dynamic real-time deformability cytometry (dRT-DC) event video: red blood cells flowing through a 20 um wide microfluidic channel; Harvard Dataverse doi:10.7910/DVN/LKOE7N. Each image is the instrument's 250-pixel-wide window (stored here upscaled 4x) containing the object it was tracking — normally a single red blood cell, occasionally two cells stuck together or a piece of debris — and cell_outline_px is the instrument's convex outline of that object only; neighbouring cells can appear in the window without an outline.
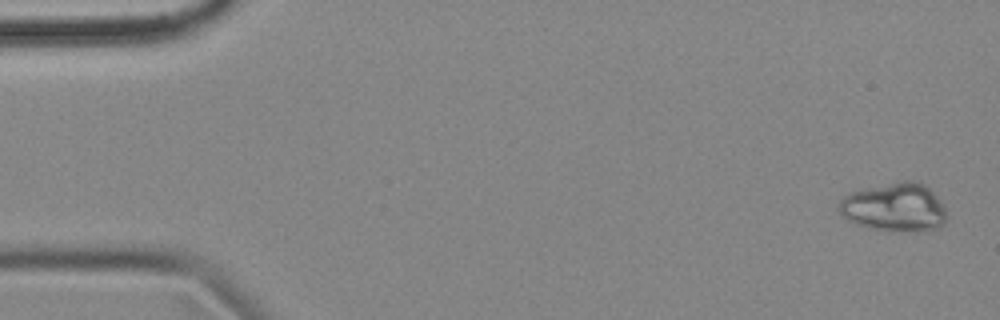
{"species": "common noctule bat (a hibernating species)", "species_latin": "Nyctalus noctula", "temperature_condition": "cold", "stored_images_in_passage": 4, "camera_frame_rate_fps": 3000, "um_per_image_px": 0.085, "animal": {"sex": "female", "body_mass_g": 18.4}, "frame": {"image": 1, "passage_image": 1, "time_ms": 0.0, "image_size_px": [1000, 320], "cell_outline_px": [[944, 224], [940, 228], [916, 232], [872, 228], [856, 224], [848, 220], [836, 208], [840, 200], [844, 196], [852, 192], [868, 188], [904, 180], [912, 180], [924, 184], [944, 204]], "centroid_in_image_um": [76.04, 17.62], "position_along_channel_um": 9.0, "area_um2": 30.17}}